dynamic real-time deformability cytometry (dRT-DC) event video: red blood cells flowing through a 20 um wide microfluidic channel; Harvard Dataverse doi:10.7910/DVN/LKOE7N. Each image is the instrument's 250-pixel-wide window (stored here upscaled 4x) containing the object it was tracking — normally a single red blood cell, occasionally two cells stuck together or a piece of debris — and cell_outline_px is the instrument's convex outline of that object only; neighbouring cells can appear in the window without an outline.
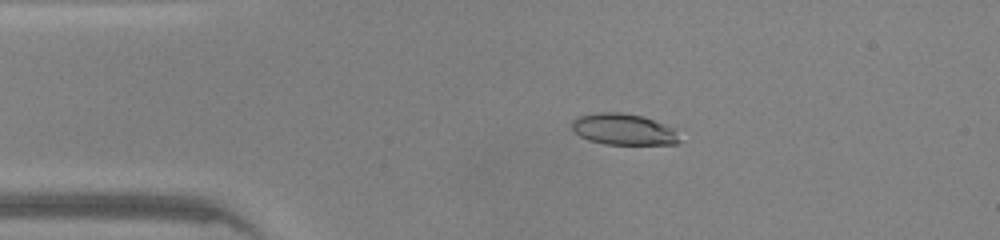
{"species": "common noctule bat (a hibernating species)", "species_latin": "Nyctalus noctula", "temperature_condition": "warm", "stored_images_in_passage": 46, "camera_frame_rate_fps": 3000, "um_per_image_px": 0.085, "animal": {"sex": "male", "body_mass_g": 20.0, "forearm_length_mm": 53.3}, "frame": {"image": 1, "passage_image": 9, "time_ms": 2.667, "image_size_px": [1000, 240], "cell_outline_px": [[684, 128], [680, 144], [604, 144], [588, 140], [580, 136], [572, 128], [572, 120], [576, 116], [596, 112], [620, 112], [644, 116]], "centroid_in_image_um": [53.18, 10.98], "position_along_channel_um": 31.8, "area_um2": 20.69}}
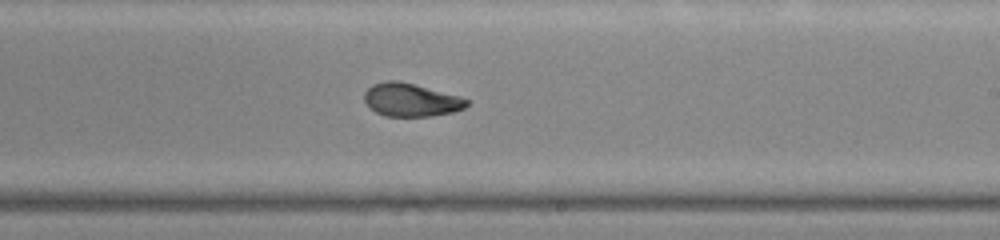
{"frame": {"image": 2, "passage_image": 27, "time_ms": 8.667, "image_size_px": [1000, 240], "cell_outline_px": [[468, 104], [464, 108], [452, 112], [432, 116], [384, 116], [368, 108], [364, 100], [364, 92], [372, 84], [384, 80], [396, 80], [460, 96], [468, 100]], "centroid_in_image_um": [34.88, 8.49], "position_along_channel_um": 254.1, "area_um2": 19.77}}
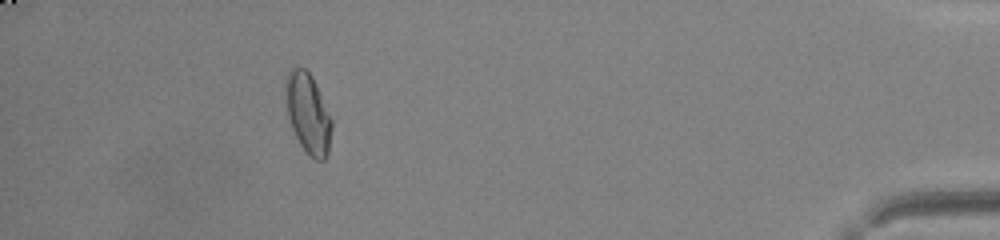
{"frame": {"image": 3, "passage_image": 42, "time_ms": 13.667, "image_size_px": [1000, 240], "cell_outline_px": [[332, 128], [328, 152], [324, 160], [316, 160], [308, 156], [300, 144], [292, 128], [288, 116], [284, 88], [284, 84], [288, 72], [292, 68], [304, 68], [312, 76], [316, 84], [332, 120]], "centroid_in_image_um": [26.17, 9.64], "position_along_channel_um": 409.0, "area_um2": 21.5}, "authors_computed_cell_mechanics": {"area_um2": 20.7213, "velocity_mm_per_s": 4.349, "shape_relaxation_time_tau1_ms": 5.8634, "shape_relaxation_time_tau2_ms": 1.1672, "deformation_change_tau1": 0.1965, "deformation_change_tau2": 0.0572}}